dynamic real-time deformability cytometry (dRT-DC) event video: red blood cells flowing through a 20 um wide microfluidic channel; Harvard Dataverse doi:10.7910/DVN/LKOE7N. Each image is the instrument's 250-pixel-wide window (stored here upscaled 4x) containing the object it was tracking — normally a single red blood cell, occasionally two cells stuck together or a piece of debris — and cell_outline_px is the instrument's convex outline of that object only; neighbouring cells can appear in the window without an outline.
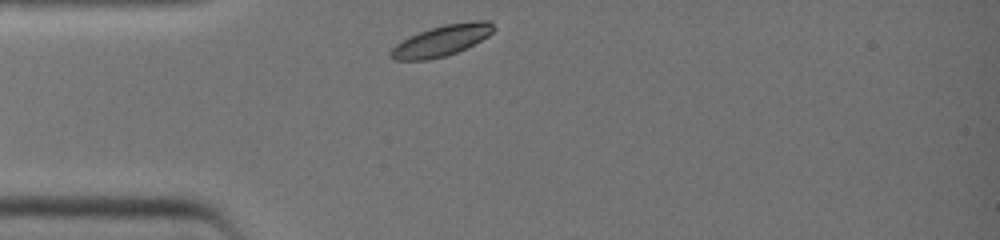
{"species": "common noctule bat (a hibernating species)", "species_latin": "Nyctalus noctula", "temperature_condition": "warm", "stored_images_in_passage": 8, "camera_frame_rate_fps": 3000, "um_per_image_px": 0.085, "animal": {"sex": "female", "body_mass_g": 19.0, "forearm_length_mm": 51.5}, "frame": {"image": 1, "passage_image": 1, "time_ms": 0.0, "image_size_px": [1000, 240], "cell_outline_px": [[496, 28], [488, 36], [456, 52], [444, 56], [428, 60], [396, 60], [388, 56], [388, 52], [396, 44], [420, 32], [444, 24], [476, 20], [492, 20]], "centroid_in_image_um": [37.55, 3.44], "position_along_channel_um": 47.4, "area_um2": 18.32}}
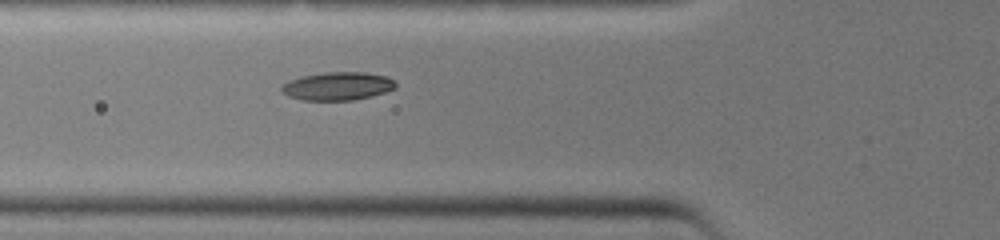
{"frame": {"image": 2, "passage_image": 5, "time_ms": 1.333, "image_size_px": [1000, 240], "cell_outline_px": [[396, 88], [372, 96], [352, 100], [300, 100], [288, 96], [280, 92], [280, 88], [288, 80], [300, 76], [324, 72], [368, 72], [388, 76], [396, 84]], "centroid_in_image_um": [28.67, 7.31], "position_along_channel_um": 97.1, "area_um2": 18.96}}